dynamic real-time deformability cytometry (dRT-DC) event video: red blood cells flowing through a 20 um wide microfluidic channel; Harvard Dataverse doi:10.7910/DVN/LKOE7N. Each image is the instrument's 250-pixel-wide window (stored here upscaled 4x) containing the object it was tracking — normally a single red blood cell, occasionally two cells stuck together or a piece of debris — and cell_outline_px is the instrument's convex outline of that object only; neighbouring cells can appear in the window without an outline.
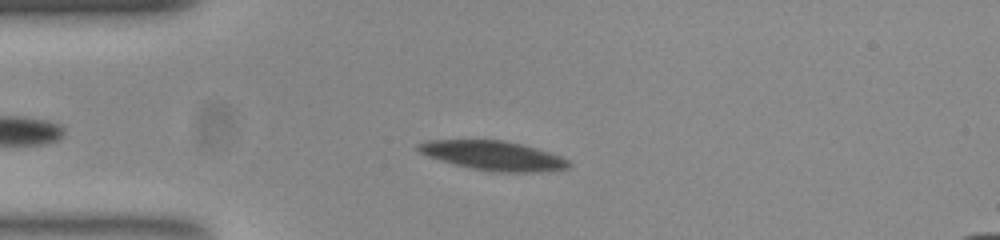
{"species": "common noctule bat (a hibernating species)", "species_latin": "Nyctalus noctula", "temperature_condition": "room temperature", "stored_images_in_passage": 49, "camera_frame_rate_fps": 3000, "um_per_image_px": 0.085, "animal": {"sex": "female", "body_mass_g": 23.0, "forearm_length_mm": 53.4}, "frame": {"image": 1, "passage_image": 11, "time_ms": 3.333, "image_size_px": [1000, 240], "cell_outline_px": [[572, 164], [568, 168], [532, 172], [496, 172], [472, 168], [440, 160], [428, 156], [420, 152], [416, 148], [416, 144], [428, 140], [504, 140], [520, 144], [548, 152], [560, 156], [568, 160]], "centroid_in_image_um": [41.9, 13.22], "position_along_channel_um": 43.1, "area_um2": 25.37}}
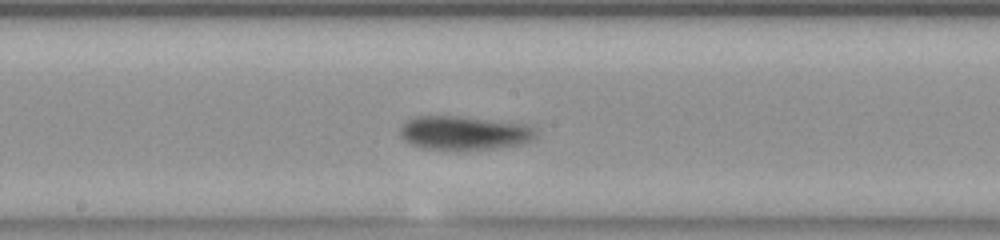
{"frame": {"image": 2, "passage_image": 26, "time_ms": 8.333, "image_size_px": [1000, 240], "cell_outline_px": [[536, 136], [532, 140], [520, 144], [496, 148], [456, 152], [424, 148], [412, 144], [404, 140], [400, 136], [400, 128], [408, 120], [416, 116], [464, 116], [532, 124], [536, 128]], "centroid_in_image_um": [39.51, 11.31], "position_along_channel_um": 208.7, "area_um2": 27.69}}
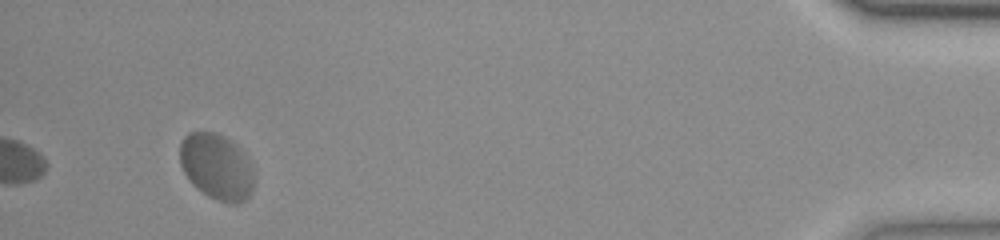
{"frame": {"image": 3, "passage_image": 49, "time_ms": 16.0, "image_size_px": [1000, 240], "cell_outline_px": [[252, 188], [248, 196], [240, 204], [232, 204], [208, 196], [192, 184], [184, 172], [180, 164], [180, 144], [184, 136], [188, 132], [216, 132], [232, 140], [248, 164], [252, 176]], "centroid_in_image_um": [18.35, 14.16], "position_along_channel_um": 416.9, "area_um2": 27.86}, "authors_computed_cell_mechanics": {"area_um2": 26.1834, "velocity_mm_per_s": 3.7189, "shape_relaxation_time_tau1_ms": 3.6198, "shape_relaxation_time_tau2_ms": null, "deformation_change_tau1": 0.1253, "deformation_change_tau2": null}}